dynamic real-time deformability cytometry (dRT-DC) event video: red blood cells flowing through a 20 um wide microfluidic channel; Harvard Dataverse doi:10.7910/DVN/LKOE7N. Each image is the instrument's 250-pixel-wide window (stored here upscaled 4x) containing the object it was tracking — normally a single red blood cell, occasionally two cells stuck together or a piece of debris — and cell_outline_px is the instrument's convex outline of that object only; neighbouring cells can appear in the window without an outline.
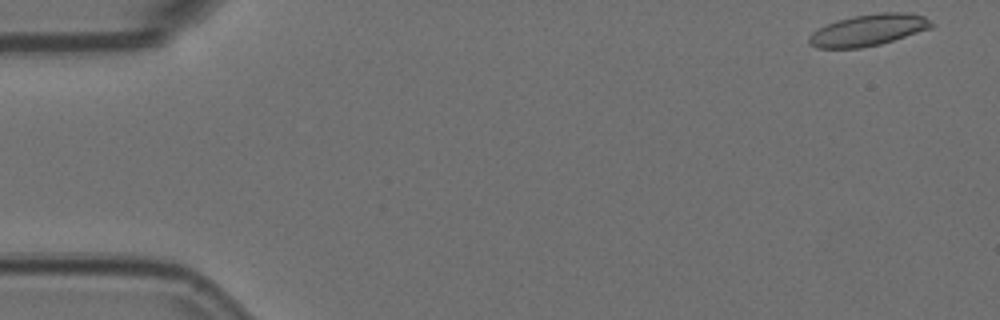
{"species": "Egyptian fruit bat (a non-hibernating species)", "species_latin": "Rousettus aegyptiacus", "temperature_condition": "room temperature", "stored_images_in_passage": 3, "camera_frame_rate_fps": 3000, "um_per_image_px": 0.085, "animal": {"sex": "female"}, "frame": {"image": 1, "passage_image": 1, "time_ms": 0.0, "image_size_px": [1000, 320], "cell_outline_px": [[932, 28], [880, 44], [860, 48], [816, 48], [808, 44], [808, 36], [812, 32], [828, 24], [852, 16], [880, 12], [904, 12], [924, 16], [932, 24]], "centroid_in_image_um": [73.78, 2.56], "position_along_channel_um": 11.2, "area_um2": 22.31}}